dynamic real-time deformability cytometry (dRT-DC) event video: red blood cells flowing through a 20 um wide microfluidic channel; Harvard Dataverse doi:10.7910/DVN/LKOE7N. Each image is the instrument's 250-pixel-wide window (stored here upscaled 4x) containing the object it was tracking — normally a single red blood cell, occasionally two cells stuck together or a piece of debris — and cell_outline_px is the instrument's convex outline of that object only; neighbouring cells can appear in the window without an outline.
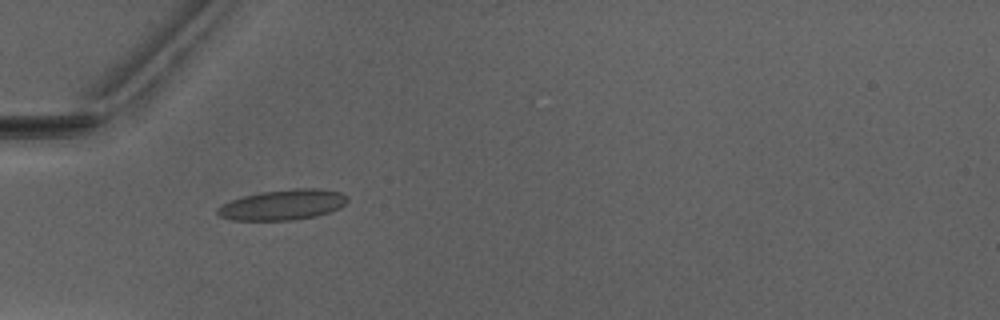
{"species": "Egyptian fruit bat (a non-hibernating species)", "species_latin": "Rousettus aegyptiacus", "temperature_condition": "warm", "stored_images_in_passage": 45, "camera_frame_rate_fps": 3000, "um_per_image_px": 0.085, "animal": {"sex": "male"}, "frame": {"image": 1, "passage_image": 11, "time_ms": 3.333, "image_size_px": [1000, 320], "cell_outline_px": [[348, 200], [340, 208], [316, 216], [292, 220], [232, 220], [220, 216], [216, 212], [216, 208], [232, 200], [244, 196], [260, 192], [296, 188], [316, 188], [340, 192], [348, 196]], "centroid_in_image_um": [24.05, 17.4], "position_along_channel_um": 60.9, "area_um2": 22.89}}
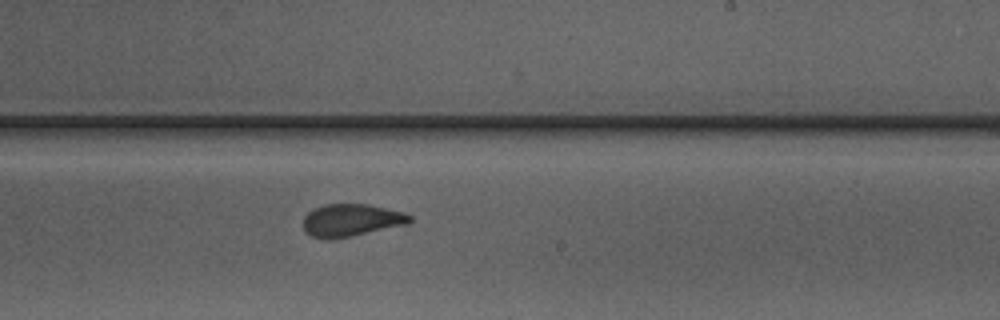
{"frame": {"image": 2, "passage_image": 26, "time_ms": 8.333, "image_size_px": [1000, 320], "cell_outline_px": [[412, 220], [408, 224], [352, 236], [328, 240], [312, 236], [304, 232], [304, 216], [312, 208], [324, 204], [368, 204], [404, 212], [412, 216]], "centroid_in_image_um": [29.84, 18.72], "position_along_channel_um": 259.2, "area_um2": 20.35}}
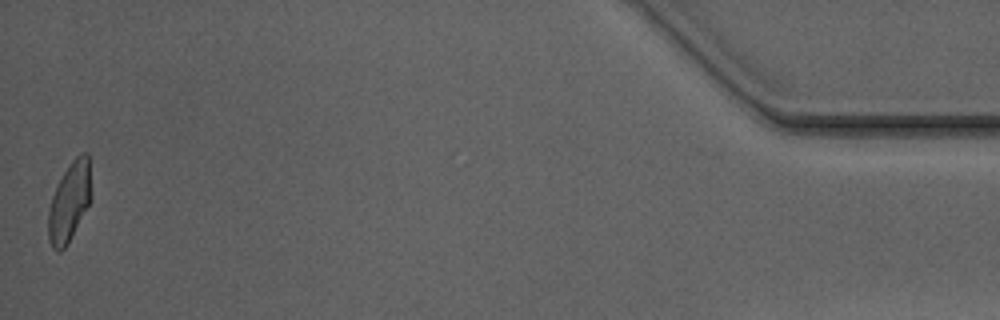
{"frame": {"image": 3, "passage_image": 45, "time_ms": 14.667, "image_size_px": [1000, 320], "cell_outline_px": [[92, 200], [68, 244], [60, 252], [52, 248], [48, 240], [48, 208], [56, 184], [72, 160], [76, 156], [84, 152], [88, 152], [92, 196]], "centroid_in_image_um": [5.91, 17.17], "position_along_channel_um": 429.3, "area_um2": 20.23}, "authors_computed_cell_mechanics": {"area_um2": 20.519, "velocity_mm_per_s": 4.0781, "shape_relaxation_time_tau1_ms": 9.3174, "shape_relaxation_time_tau2_ms": 1.3079, "deformation_change_tau1": 0.229, "deformation_change_tau2": 0.0851}}